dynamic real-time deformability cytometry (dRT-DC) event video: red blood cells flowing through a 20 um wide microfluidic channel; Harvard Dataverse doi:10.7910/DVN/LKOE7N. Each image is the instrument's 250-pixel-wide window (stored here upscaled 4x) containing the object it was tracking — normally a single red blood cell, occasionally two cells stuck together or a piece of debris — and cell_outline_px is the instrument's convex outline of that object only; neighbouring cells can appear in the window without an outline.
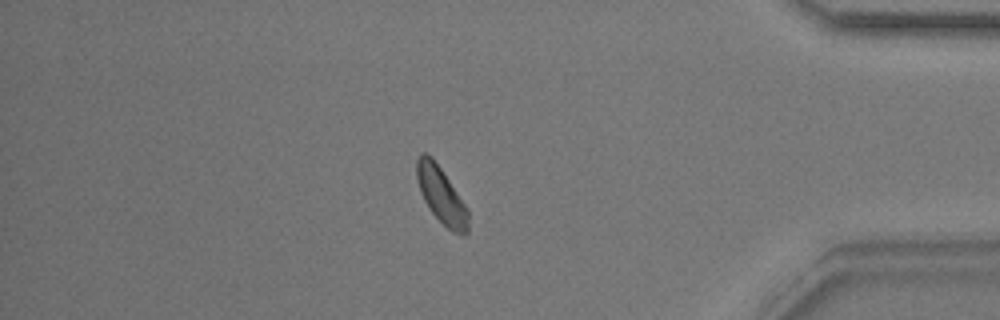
{"species": "common noctule bat (a hibernating species)", "species_latin": "Nyctalus noctula", "temperature_condition": "warm", "stored_images_in_passage": 54, "camera_frame_rate_fps": 3000, "um_per_image_px": 0.085, "animal": {"sex": "male", "body_mass_g": 17.9}, "frame": {"image": 1, "passage_image": 46, "time_ms": 15.0, "image_size_px": [1000, 320], "cell_outline_px": [[468, 232], [464, 236], [460, 236], [452, 232], [428, 208], [420, 192], [416, 176], [416, 160], [420, 152], [424, 152], [432, 156], [468, 208]], "centroid_in_image_um": [37.5, 16.59], "position_along_channel_um": 397.7, "area_um2": 16.99}, "authors_computed_cell_mechanics": {"area_um2": 16.5886, "velocity_mm_per_s": 3.8142, "shape_relaxation_time_tau1_ms": 3.9359, "shape_relaxation_time_tau2_ms": 6.2212, "deformation_change_tau1": 0.0949, "deformation_change_tau2": 0.09}}